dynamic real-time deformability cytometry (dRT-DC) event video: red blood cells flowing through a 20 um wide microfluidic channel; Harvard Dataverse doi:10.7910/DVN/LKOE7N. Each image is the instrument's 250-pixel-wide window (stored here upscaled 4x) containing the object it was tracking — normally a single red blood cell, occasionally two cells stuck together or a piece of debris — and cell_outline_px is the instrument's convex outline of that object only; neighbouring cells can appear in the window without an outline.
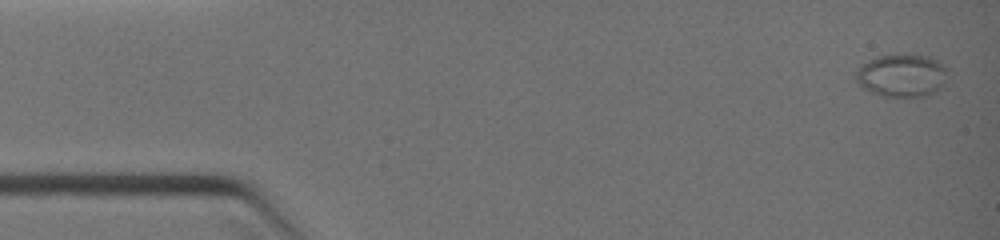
{"species": "common noctule bat (a hibernating species)", "species_latin": "Nyctalus noctula", "temperature_condition": "warm", "stored_images_in_passage": 12, "camera_frame_rate_fps": 3000, "um_per_image_px": 0.085, "animal": {"sex": "female", "body_mass_g": 19.0, "forearm_length_mm": 51.5}, "frame": {"image": 1, "passage_image": 2, "time_ms": 0.333, "image_size_px": [1000, 240], "cell_outline_px": [[948, 68], [944, 84], [936, 92], [924, 96], [884, 96], [872, 92], [864, 88], [856, 80], [856, 72], [868, 60], [876, 56], [904, 52], [928, 56], [936, 60]], "centroid_in_image_um": [76.69, 6.38], "position_along_channel_um": 8.3, "area_um2": 23.12}}
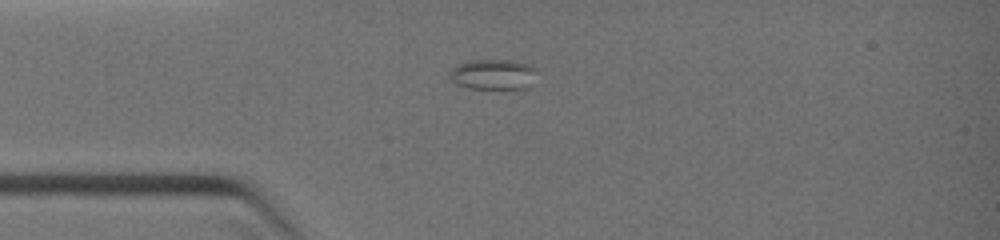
{"frame": {"image": 2, "passage_image": 9, "time_ms": 3.0, "image_size_px": [1000, 240], "cell_outline_px": [[536, 72], [528, 84], [524, 88], [468, 88], [456, 84], [448, 76], [448, 72], [456, 64], [468, 60], [512, 60], [528, 64], [536, 68]], "centroid_in_image_um": [41.83, 6.3], "position_along_channel_um": 43.2, "area_um2": 15.32}}
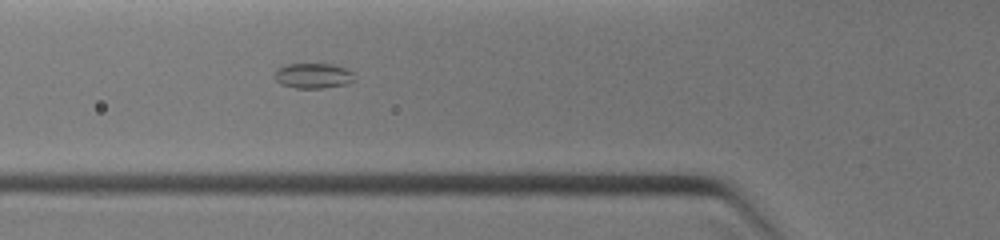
{"frame": {"image": 3, "passage_image": 12, "time_ms": 4.333, "image_size_px": [1000, 240], "cell_outline_px": [[356, 80], [348, 84], [324, 88], [296, 88], [280, 84], [272, 76], [276, 68], [284, 64], [332, 64], [348, 68], [352, 72]], "centroid_in_image_um": [26.61, 6.43], "position_along_channel_um": 99.2, "area_um2": 12.08}}